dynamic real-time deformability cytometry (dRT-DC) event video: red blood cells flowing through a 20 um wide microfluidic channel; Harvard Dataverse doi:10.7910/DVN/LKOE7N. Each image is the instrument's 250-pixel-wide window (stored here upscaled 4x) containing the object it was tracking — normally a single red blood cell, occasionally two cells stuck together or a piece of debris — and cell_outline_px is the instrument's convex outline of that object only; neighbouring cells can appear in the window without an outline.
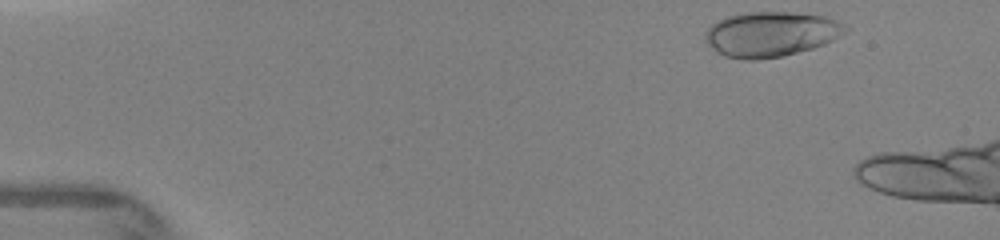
{"species": "human", "species_latin": "Homo sapiens", "temperature_condition": "warm", "stored_images_in_passage": 16, "camera_frame_rate_fps": 3000, "um_per_image_px": 0.085, "donor": {"sex": "female"}, "frame": {"image": 1, "passage_image": 1, "time_ms": 0.0, "image_size_px": [1000, 240], "cell_outline_px": [[848, 28], [844, 32], [832, 40], [824, 44], [812, 48], [780, 56], [756, 60], [744, 60], [724, 56], [716, 52], [704, 40], [704, 32], [716, 20], [724, 16], [748, 12], [788, 12], [824, 16], [836, 20], [844, 24]], "centroid_in_image_um": [65.45, 2.9], "position_along_channel_um": 19.5, "area_um2": 36.76}}